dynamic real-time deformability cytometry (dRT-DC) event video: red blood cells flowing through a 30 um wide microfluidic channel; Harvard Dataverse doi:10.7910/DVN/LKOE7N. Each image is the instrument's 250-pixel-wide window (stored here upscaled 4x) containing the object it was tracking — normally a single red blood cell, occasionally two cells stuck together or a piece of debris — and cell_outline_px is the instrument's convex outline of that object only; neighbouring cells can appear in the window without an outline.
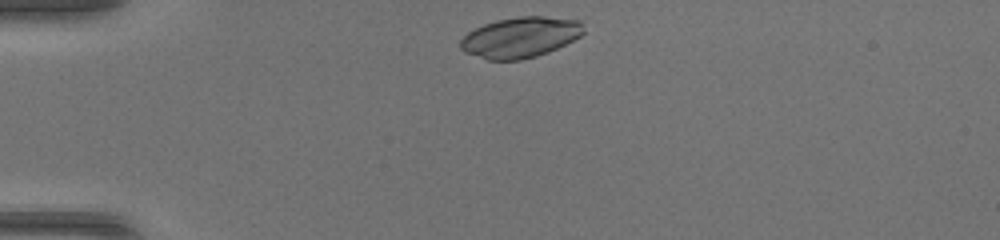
{"species": "common noctule bat (a hibernating species)", "species_latin": "Nyctalus noctula", "temperature_condition": "warm", "stored_images_in_passage": 30, "camera_frame_rate_fps": 3000, "um_per_image_px": 0.085, "animal": {"sex": "female", "body_mass_g": 17.0, "forearm_length_mm": 48.0}, "frame": {"image": 1, "passage_image": 1, "time_ms": 0.0, "image_size_px": [1000, 240], "cell_outline_px": [[584, 32], [580, 36], [548, 52], [536, 56], [520, 60], [488, 60], [464, 52], [460, 48], [460, 40], [468, 32], [484, 24], [496, 20], [520, 16], [544, 16], [580, 20]], "centroid_in_image_um": [44.2, 3.17], "position_along_channel_um": 40.8, "area_um2": 29.02}}
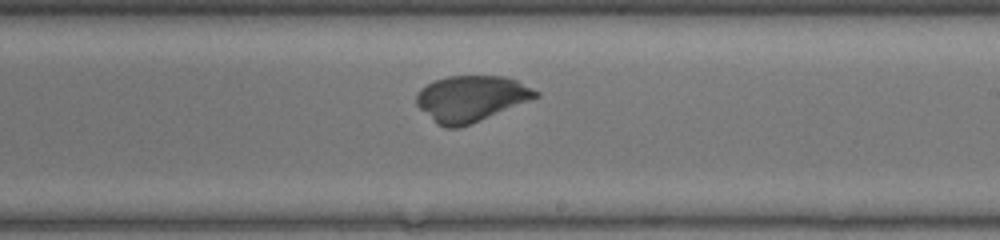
{"frame": {"image": 2, "passage_image": 18, "time_ms": 5.667, "image_size_px": [1000, 240], "cell_outline_px": [[540, 96], [472, 124], [460, 128], [444, 128], [436, 124], [416, 104], [416, 96], [420, 88], [436, 80], [448, 76], [508, 76], [540, 92]], "centroid_in_image_um": [40.04, 8.39], "position_along_channel_um": 249.0, "area_um2": 32.02}}
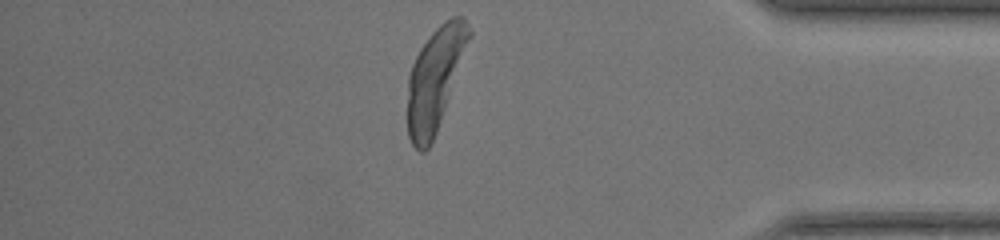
{"frame": {"image": 3, "passage_image": 30, "time_ms": 9.667, "image_size_px": [1000, 240], "cell_outline_px": [[472, 36], [436, 132], [428, 148], [424, 152], [420, 152], [412, 144], [408, 136], [408, 76], [412, 64], [420, 48], [432, 32], [444, 20], [452, 16], [464, 16], [472, 32]], "centroid_in_image_um": [36.98, 6.67], "position_along_channel_um": 398.2, "area_um2": 36.47}}